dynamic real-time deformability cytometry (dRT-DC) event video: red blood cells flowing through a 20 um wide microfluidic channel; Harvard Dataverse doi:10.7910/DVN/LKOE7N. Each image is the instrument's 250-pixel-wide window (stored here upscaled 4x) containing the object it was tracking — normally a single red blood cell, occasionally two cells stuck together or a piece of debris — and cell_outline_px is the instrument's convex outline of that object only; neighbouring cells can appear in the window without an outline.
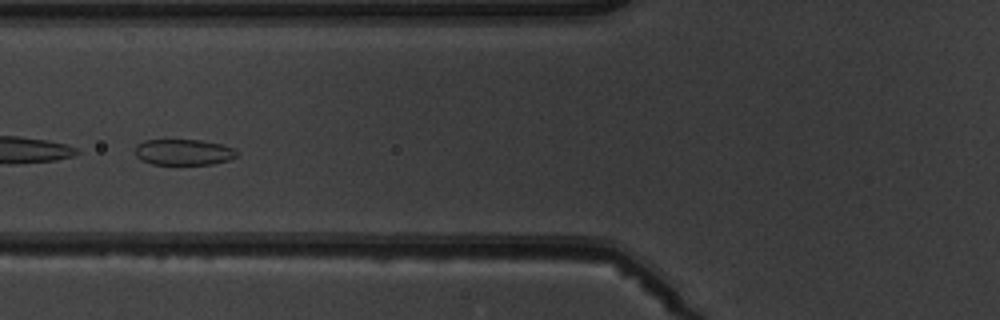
{"species": "common noctule bat (a hibernating species)", "species_latin": "Nyctalus noctula", "temperature_condition": "warm", "stored_images_in_passage": 6, "camera_frame_rate_fps": 3000, "um_per_image_px": 0.085, "animal": {"sex": "male", "body_mass_g": 19.5, "forearm_length_mm": 54.6}, "frame": {"image": 1, "passage_image": 6, "time_ms": 5.667, "image_size_px": [1000, 320], "cell_outline_px": [[240, 152], [236, 156], [228, 160], [212, 164], [152, 164], [140, 160], [136, 156], [136, 144], [144, 140], [200, 140], [220, 144], [236, 148]], "centroid_in_image_um": [15.62, 12.93], "position_along_channel_um": 110.2, "area_um2": 15.43}}